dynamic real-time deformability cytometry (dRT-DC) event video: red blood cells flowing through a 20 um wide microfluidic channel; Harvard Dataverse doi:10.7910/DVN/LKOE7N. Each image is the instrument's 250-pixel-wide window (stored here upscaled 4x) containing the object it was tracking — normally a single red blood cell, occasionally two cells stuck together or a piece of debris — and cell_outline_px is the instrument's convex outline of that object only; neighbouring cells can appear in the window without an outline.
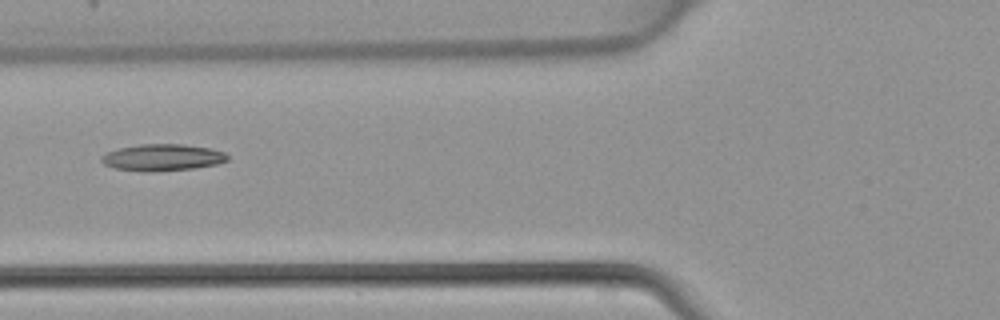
{"species": "common noctule bat (a hibernating species)", "species_latin": "Nyctalus noctula", "temperature_condition": "warm", "stored_images_in_passage": 5, "camera_frame_rate_fps": 3000, "um_per_image_px": 0.085, "animal": {"sex": "female", "body_mass_g": 22.7, "forearm_length_mm": 54.2}, "frame": {"image": 1, "passage_image": 5, "time_ms": 1.333, "image_size_px": [1000, 320], "cell_outline_px": [[228, 160], [216, 164], [196, 168], [152, 172], [144, 172], [116, 168], [104, 164], [100, 160], [100, 156], [104, 152], [120, 148], [140, 144], [184, 144], [208, 148], [224, 152], [228, 156]], "centroid_in_image_um": [13.77, 13.39], "position_along_channel_um": 112.0, "area_um2": 19.71}}